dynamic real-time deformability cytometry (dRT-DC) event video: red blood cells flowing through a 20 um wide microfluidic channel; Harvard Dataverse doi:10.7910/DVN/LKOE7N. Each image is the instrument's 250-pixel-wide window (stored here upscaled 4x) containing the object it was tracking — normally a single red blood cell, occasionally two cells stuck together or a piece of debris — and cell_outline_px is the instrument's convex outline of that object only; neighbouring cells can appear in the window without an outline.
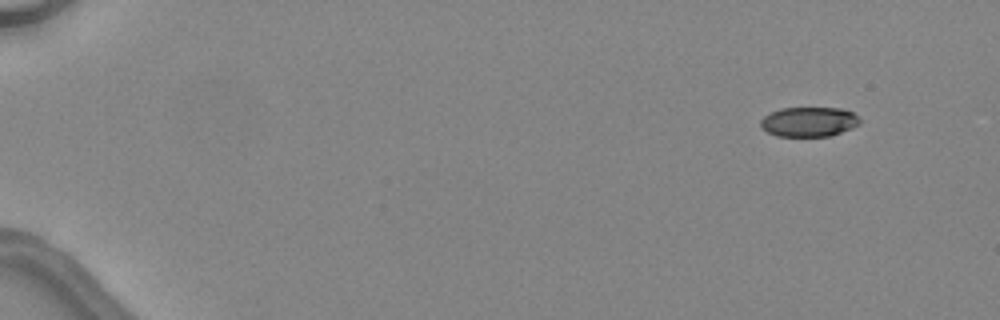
{"species": "common noctule bat (a hibernating species)", "species_latin": "Nyctalus noctula", "temperature_condition": "warm", "stored_images_in_passage": 4, "camera_frame_rate_fps": 3000, "um_per_image_px": 0.085, "animal": {"sex": "female", "body_mass_g": 24.6, "forearm_length_mm": 56.2}, "frame": {"image": 1, "passage_image": 1, "time_ms": 0.0, "image_size_px": [1000, 320], "cell_outline_px": [[860, 124], [852, 128], [828, 136], [776, 136], [760, 128], [760, 120], [764, 116], [780, 108], [840, 108], [852, 112], [860, 116]], "centroid_in_image_um": [68.75, 10.35], "position_along_channel_um": 16.2, "area_um2": 17.22}}
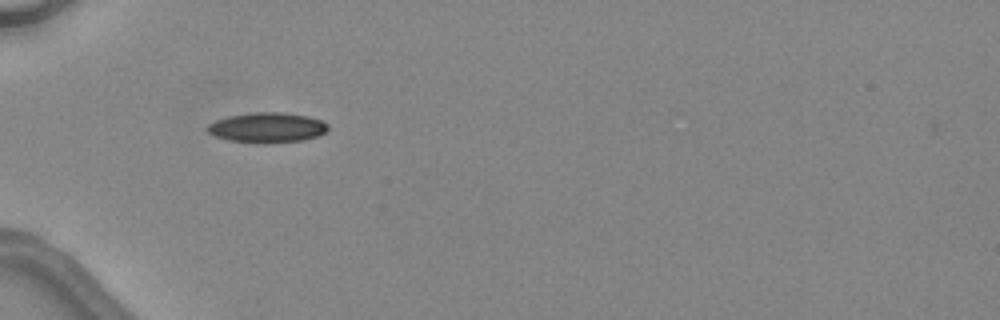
{"frame": {"image": 2, "passage_image": 3, "time_ms": 4.333, "image_size_px": [1000, 320], "cell_outline_px": [[328, 128], [320, 136], [304, 140], [264, 144], [228, 140], [216, 136], [208, 132], [204, 128], [208, 124], [216, 120], [228, 116], [252, 112], [280, 112], [304, 116], [320, 120], [328, 124]], "centroid_in_image_um": [22.68, 10.85], "position_along_channel_um": 62.3, "area_um2": 21.21}}